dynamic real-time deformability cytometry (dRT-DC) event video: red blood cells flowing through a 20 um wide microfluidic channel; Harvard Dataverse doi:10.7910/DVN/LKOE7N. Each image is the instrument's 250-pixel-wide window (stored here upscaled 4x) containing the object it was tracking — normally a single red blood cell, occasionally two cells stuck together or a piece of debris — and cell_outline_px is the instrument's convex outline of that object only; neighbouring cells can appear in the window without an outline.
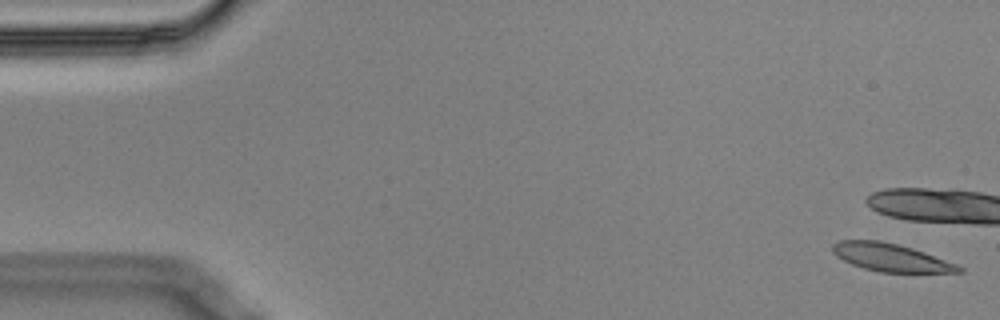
{"species": "Egyptian fruit bat (a non-hibernating species)", "species_latin": "Rousettus aegyptiacus", "temperature_condition": "cold", "stored_images_in_passage": 7, "camera_frame_rate_fps": 3000, "um_per_image_px": 0.085, "animal": {"sex": "male"}, "frame": {"image": 1, "passage_image": 1, "time_ms": 0.0, "image_size_px": [1000, 320], "cell_outline_px": [[964, 272], [880, 272], [864, 268], [852, 264], [836, 256], [832, 252], [832, 244], [840, 240], [876, 240], [896, 244], [912, 248], [924, 252], [956, 264], [964, 268]], "centroid_in_image_um": [75.7, 21.88], "position_along_channel_um": 9.3, "area_um2": 20.23}}